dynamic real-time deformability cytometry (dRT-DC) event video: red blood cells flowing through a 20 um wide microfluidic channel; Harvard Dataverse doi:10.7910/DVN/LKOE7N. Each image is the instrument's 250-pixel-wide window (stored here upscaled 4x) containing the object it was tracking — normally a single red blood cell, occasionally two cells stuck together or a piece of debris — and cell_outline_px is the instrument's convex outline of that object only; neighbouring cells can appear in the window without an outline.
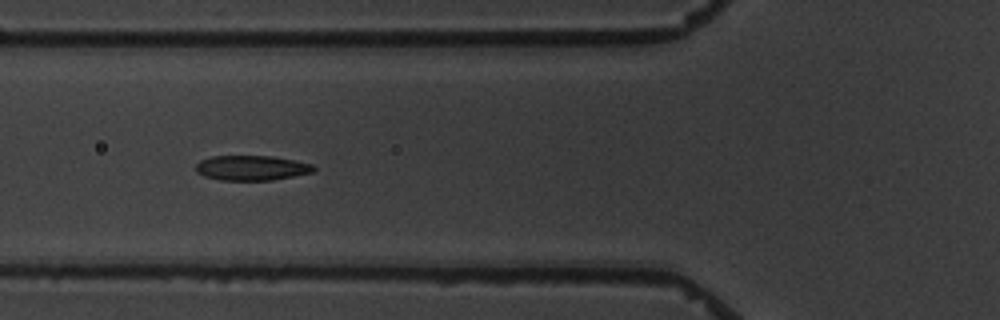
{"species": "common noctule bat (a hibernating species)", "species_latin": "Nyctalus noctula", "temperature_condition": "warm", "stored_images_in_passage": 7, "camera_frame_rate_fps": 3000, "um_per_image_px": 0.085, "animal": {"sex": "male", "body_mass_g": 19.5, "forearm_length_mm": 54.6}, "frame": {"image": 1, "passage_image": 6, "time_ms": 6.333, "image_size_px": [1000, 320], "cell_outline_px": [[316, 168], [312, 172], [272, 180], [220, 180], [204, 176], [196, 172], [196, 164], [200, 160], [212, 156], [272, 156], [312, 164]], "centroid_in_image_um": [21.35, 14.27], "position_along_channel_um": 104.5, "area_um2": 16.99}}
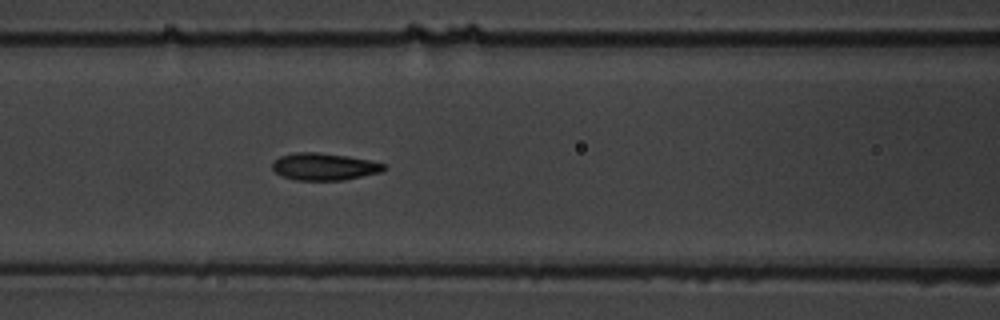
{"frame": {"image": 2, "passage_image": 7, "time_ms": 7.333, "image_size_px": [1000, 320], "cell_outline_px": [[388, 168], [380, 172], [344, 180], [296, 180], [280, 176], [272, 168], [272, 164], [280, 156], [296, 152], [316, 152], [348, 156], [388, 164]], "centroid_in_image_um": [27.58, 14.16], "position_along_channel_um": 139.0, "area_um2": 17.69}}